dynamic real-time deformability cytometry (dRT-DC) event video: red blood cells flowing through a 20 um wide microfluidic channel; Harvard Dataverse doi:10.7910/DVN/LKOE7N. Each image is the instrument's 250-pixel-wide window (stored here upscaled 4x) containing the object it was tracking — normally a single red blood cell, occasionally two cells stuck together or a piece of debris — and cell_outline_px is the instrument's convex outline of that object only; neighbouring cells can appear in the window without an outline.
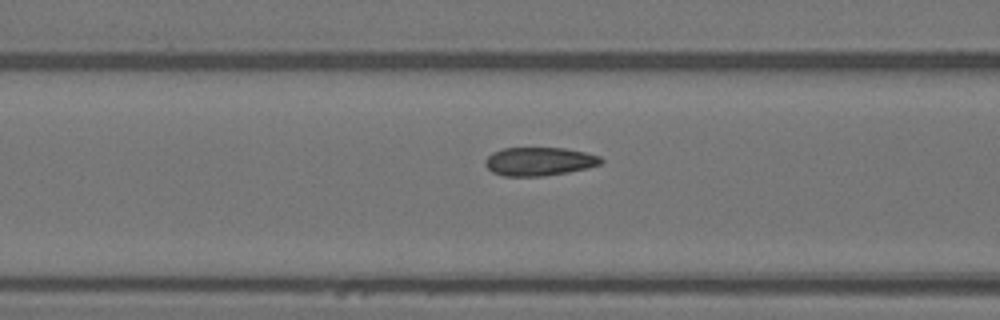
{"species": "Egyptian fruit bat (a non-hibernating species)", "species_latin": "Rousettus aegyptiacus", "temperature_condition": "warm", "stored_images_in_passage": 17, "camera_frame_rate_fps": 3000, "um_per_image_px": 0.085, "animal": {"sex": "female"}, "frame": {"image": 1, "passage_image": 15, "time_ms": 4.667, "image_size_px": [1000, 320], "cell_outline_px": [[604, 160], [600, 164], [588, 168], [568, 172], [544, 176], [504, 176], [492, 172], [484, 164], [484, 160], [492, 152], [504, 148], [564, 148], [584, 152], [600, 156]], "centroid_in_image_um": [45.82, 13.72], "position_along_channel_um": 120.8, "area_um2": 19.25}}